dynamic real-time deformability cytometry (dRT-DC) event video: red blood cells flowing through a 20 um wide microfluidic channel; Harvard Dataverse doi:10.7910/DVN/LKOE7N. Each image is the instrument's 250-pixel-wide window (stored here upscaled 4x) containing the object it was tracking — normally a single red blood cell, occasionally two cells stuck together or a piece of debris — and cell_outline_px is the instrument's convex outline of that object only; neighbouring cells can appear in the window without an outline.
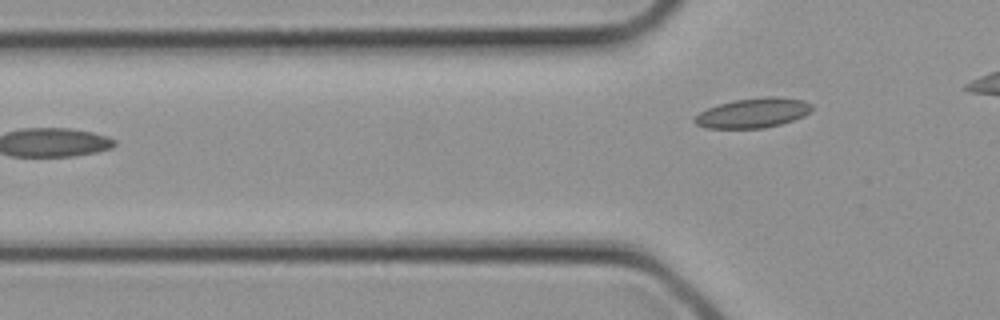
{"species": "common noctule bat (a hibernating species)", "species_latin": "Nyctalus noctula", "temperature_condition": "cold", "stored_images_in_passage": 4, "camera_frame_rate_fps": 3000, "um_per_image_px": 0.085, "animal": {"sex": "female", "body_mass_g": 21.9}, "frame": {"image": 1, "passage_image": 4, "time_ms": 1.0, "image_size_px": [1000, 320], "cell_outline_px": [[812, 108], [804, 116], [780, 124], [764, 128], [704, 128], [696, 124], [692, 120], [700, 112], [708, 108], [732, 100], [764, 96], [776, 96], [804, 100], [812, 104]], "centroid_in_image_um": [64.0, 9.59], "position_along_channel_um": 61.8, "area_um2": 20.35}}